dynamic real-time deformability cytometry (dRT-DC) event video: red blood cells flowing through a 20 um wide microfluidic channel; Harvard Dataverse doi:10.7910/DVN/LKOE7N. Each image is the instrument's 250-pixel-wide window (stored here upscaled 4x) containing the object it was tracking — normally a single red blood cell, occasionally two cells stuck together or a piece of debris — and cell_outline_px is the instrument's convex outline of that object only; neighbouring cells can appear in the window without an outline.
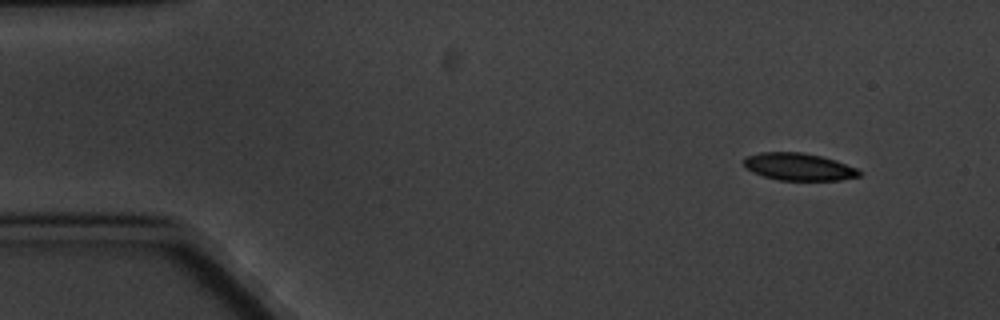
{"species": "common noctule bat (a hibernating species)", "species_latin": "Nyctalus noctula", "temperature_condition": "cold", "stored_images_in_passage": 4, "camera_frame_rate_fps": 3000, "um_per_image_px": 0.085, "animal": {"sex": "male", "body_mass_g": 20.1, "forearm_length_mm": 53.5}, "frame": {"image": 1, "passage_image": 1, "time_ms": 0.0, "image_size_px": [1000, 320], "cell_outline_px": [[860, 176], [840, 180], [780, 180], [764, 176], [752, 172], [744, 168], [744, 160], [748, 156], [760, 152], [800, 152], [820, 156], [836, 160], [856, 168], [860, 172]], "centroid_in_image_um": [67.87, 14.17], "position_along_channel_um": 17.1, "area_um2": 18.26}}